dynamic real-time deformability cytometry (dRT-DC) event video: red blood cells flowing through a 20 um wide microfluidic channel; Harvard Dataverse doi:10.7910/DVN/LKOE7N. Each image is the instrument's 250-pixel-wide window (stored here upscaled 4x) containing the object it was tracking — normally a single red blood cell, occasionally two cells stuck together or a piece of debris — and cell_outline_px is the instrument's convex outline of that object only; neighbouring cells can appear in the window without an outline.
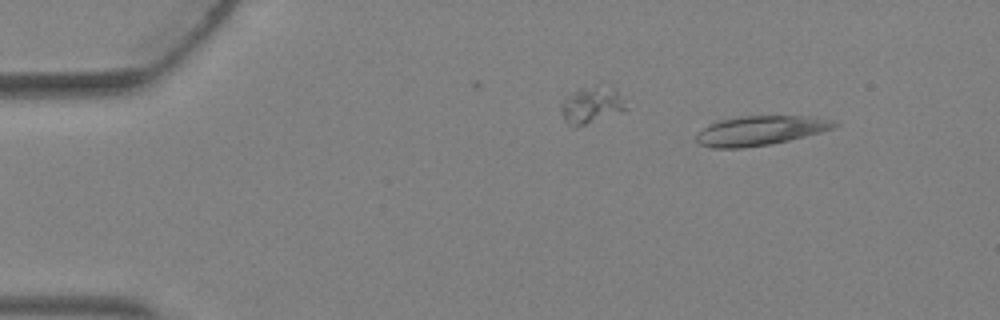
{"species": "Egyptian fruit bat (a non-hibernating species)", "species_latin": "Rousettus aegyptiacus", "temperature_condition": "warm", "stored_images_in_passage": 3, "camera_frame_rate_fps": 3000, "um_per_image_px": 0.085, "animal": {"sex": "female"}, "frame": {"image": 1, "passage_image": 1, "time_ms": 0.0, "image_size_px": [1000, 320], "cell_outline_px": [[840, 124], [832, 128], [820, 132], [772, 144], [740, 148], [712, 148], [700, 144], [696, 140], [696, 136], [708, 124], [716, 120], [740, 116], [808, 116], [836, 120]], "centroid_in_image_um": [64.62, 11.09], "position_along_channel_um": 20.4, "area_um2": 23.7}}